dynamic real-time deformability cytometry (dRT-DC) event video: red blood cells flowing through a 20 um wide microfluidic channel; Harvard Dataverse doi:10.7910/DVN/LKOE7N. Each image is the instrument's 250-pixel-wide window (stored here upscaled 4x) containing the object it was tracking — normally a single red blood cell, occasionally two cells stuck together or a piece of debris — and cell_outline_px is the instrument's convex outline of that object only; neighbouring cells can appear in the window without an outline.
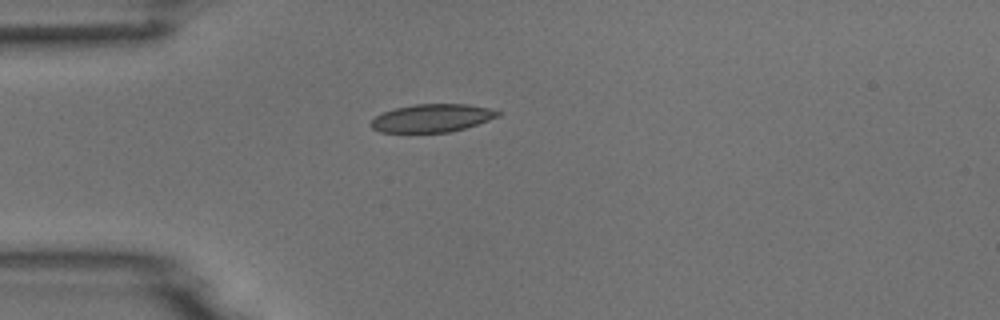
{"species": "common noctule bat (a hibernating species)", "species_latin": "Nyctalus noctula", "temperature_condition": "room temperature", "stored_images_in_passage": 5, "camera_frame_rate_fps": 3000, "um_per_image_px": 0.085, "animal": {"sex": "male", "body_mass_g": 18.8}, "frame": {"image": 1, "passage_image": 5, "time_ms": 5.333, "image_size_px": [1000, 320], "cell_outline_px": [[500, 116], [464, 128], [448, 132], [380, 132], [372, 128], [372, 120], [376, 116], [384, 112], [396, 108], [416, 104], [468, 104], [488, 108], [500, 112]], "centroid_in_image_um": [36.73, 10.03], "position_along_channel_um": 48.3, "area_um2": 20.35}}